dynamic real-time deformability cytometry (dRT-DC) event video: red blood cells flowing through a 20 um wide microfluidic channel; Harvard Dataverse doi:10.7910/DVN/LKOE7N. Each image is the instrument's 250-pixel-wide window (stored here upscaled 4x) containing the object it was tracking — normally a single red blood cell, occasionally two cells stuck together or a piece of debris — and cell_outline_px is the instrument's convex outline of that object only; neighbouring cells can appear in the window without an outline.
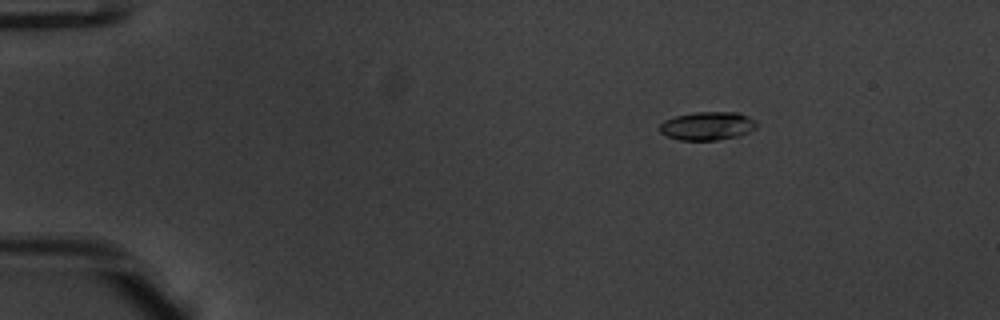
{"species": "common noctule bat (a hibernating species)", "species_latin": "Nyctalus noctula", "temperature_condition": "warm", "stored_images_in_passage": 21, "camera_frame_rate_fps": 3000, "um_per_image_px": 0.085, "animal": {"sex": "male", "body_mass_g": 20.1, "forearm_length_mm": 53.5}, "frame": {"image": 1, "passage_image": 9, "time_ms": 2.667, "image_size_px": [1000, 320], "cell_outline_px": [[756, 128], [748, 132], [736, 136], [716, 140], [680, 140], [668, 136], [660, 132], [660, 124], [664, 120], [676, 116], [696, 112], [736, 112], [748, 116], [756, 120]], "centroid_in_image_um": [60.13, 10.7], "position_along_channel_um": 24.9, "area_um2": 15.9}}
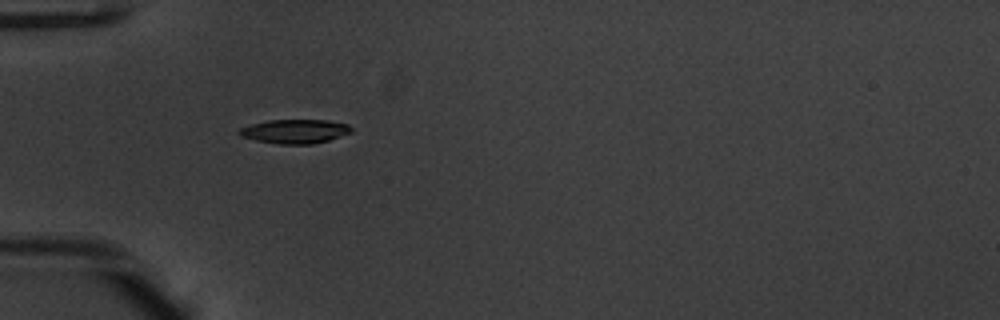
{"frame": {"image": 2, "passage_image": 18, "time_ms": 5.667, "image_size_px": [1000, 320], "cell_outline_px": [[352, 132], [328, 140], [312, 144], [280, 144], [256, 140], [240, 136], [236, 132], [240, 128], [252, 124], [268, 120], [328, 120], [348, 124], [352, 128]], "centroid_in_image_um": [25.06, 11.16], "position_along_channel_um": 59.9, "area_um2": 15.66}}